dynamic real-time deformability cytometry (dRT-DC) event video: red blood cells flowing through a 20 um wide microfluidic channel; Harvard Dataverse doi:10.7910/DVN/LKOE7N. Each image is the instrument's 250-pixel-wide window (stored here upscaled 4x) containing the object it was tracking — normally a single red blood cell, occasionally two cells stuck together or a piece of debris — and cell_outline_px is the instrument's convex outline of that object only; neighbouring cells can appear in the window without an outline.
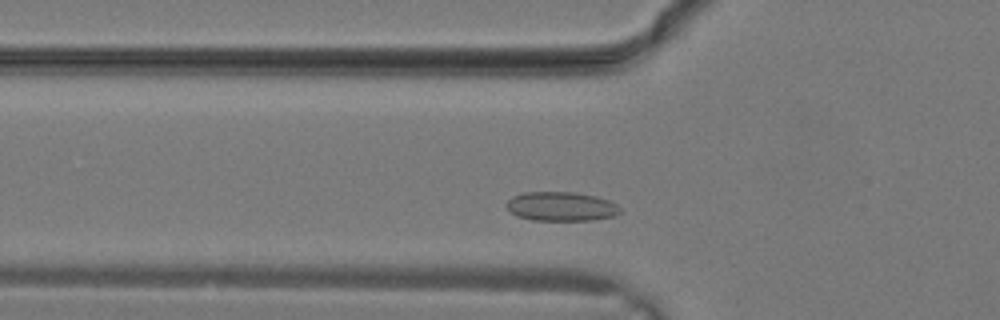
{"species": "common noctule bat (a hibernating species)", "species_latin": "Nyctalus noctula", "temperature_condition": "warm", "stored_images_in_passage": 5, "camera_frame_rate_fps": 3000, "um_per_image_px": 0.085, "animal": {"sex": "male", "body_mass_g": 19.2, "forearm_length_mm": 51.8}, "frame": {"image": 1, "passage_image": 4, "time_ms": 1.0, "image_size_px": [1000, 320], "cell_outline_px": [[620, 212], [612, 216], [592, 220], [532, 220], [516, 216], [504, 204], [512, 196], [524, 192], [572, 192], [596, 196], [608, 200], [616, 204], [620, 208]], "centroid_in_image_um": [47.66, 17.54], "position_along_channel_um": 78.1, "area_um2": 19.25}}